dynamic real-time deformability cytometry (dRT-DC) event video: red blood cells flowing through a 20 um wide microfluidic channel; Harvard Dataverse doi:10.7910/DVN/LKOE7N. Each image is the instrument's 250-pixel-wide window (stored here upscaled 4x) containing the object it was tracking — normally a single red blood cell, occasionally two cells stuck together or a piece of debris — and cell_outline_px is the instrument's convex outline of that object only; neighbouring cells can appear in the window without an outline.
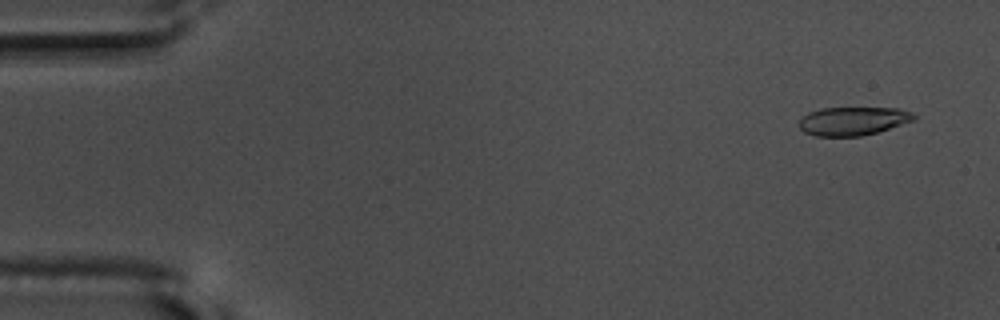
{"species": "common noctule bat (a hibernating species)", "species_latin": "Nyctalus noctula", "temperature_condition": "warm", "stored_images_in_passage": 56, "camera_frame_rate_fps": 3000, "um_per_image_px": 0.085, "animal": {"sex": "male", "body_mass_g": 17.5, "forearm_length_mm": 52.3}, "frame": {"image": 1, "passage_image": 4, "time_ms": 1.0, "image_size_px": [1000, 320], "cell_outline_px": [[916, 120], [876, 132], [860, 136], [816, 136], [804, 132], [800, 128], [800, 120], [808, 112], [820, 108], [900, 108], [912, 112], [916, 116]], "centroid_in_image_um": [72.52, 10.28], "position_along_channel_um": 12.5, "area_um2": 19.02}}
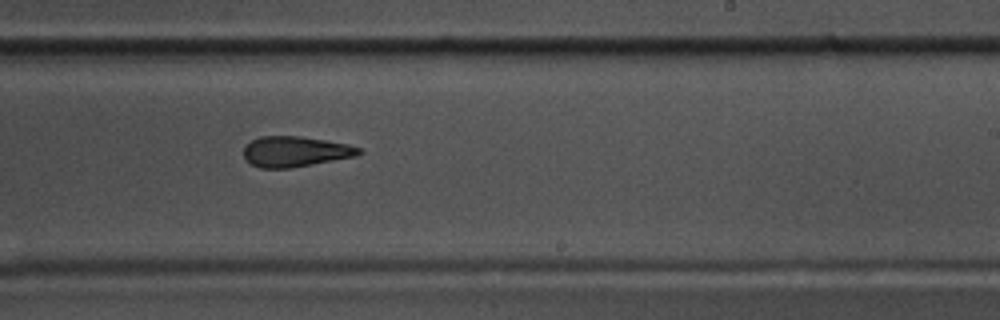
{"frame": {"image": 2, "passage_image": 35, "time_ms": 11.333, "image_size_px": [1000, 320], "cell_outline_px": [[364, 152], [356, 156], [312, 164], [288, 168], [260, 168], [244, 160], [244, 148], [252, 140], [260, 136], [300, 136], [348, 144], [360, 148]], "centroid_in_image_um": [25.09, 12.88], "position_along_channel_um": 263.9, "area_um2": 20.35}}
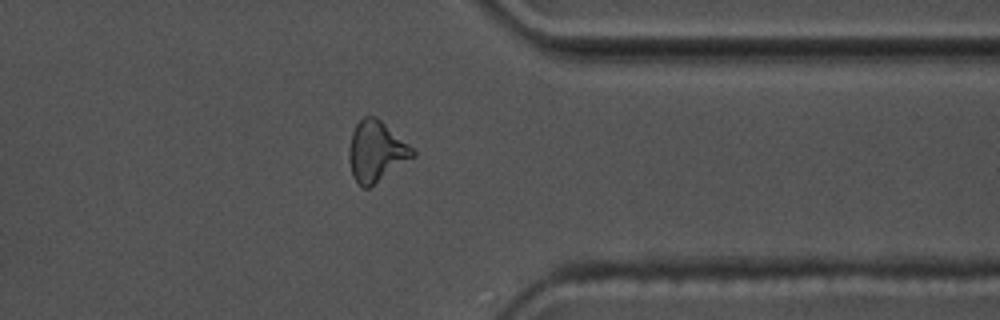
{"frame": {"image": 3, "passage_image": 45, "time_ms": 14.667, "image_size_px": [1000, 320], "cell_outline_px": [[416, 156], [368, 188], [364, 188], [352, 176], [348, 156], [348, 152], [352, 132], [356, 124], [364, 116], [372, 116], [380, 120], [408, 144], [416, 152]], "centroid_in_image_um": [31.96, 12.88], "position_along_channel_um": 379.4, "area_um2": 22.14}, "authors_computed_cell_mechanics": {"area_um2": 21.2704, "velocity_mm_per_s": 3.6681, "shape_relaxation_time_tau1_ms": 7.7659, "shape_relaxation_time_tau2_ms": 3.5664, "deformation_change_tau1": 0.2165, "deformation_change_tau2": 0.1314}}